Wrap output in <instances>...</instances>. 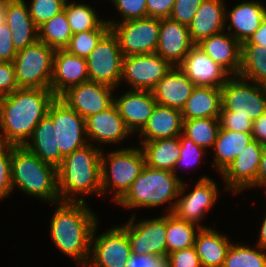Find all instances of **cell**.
Instances as JSON below:
<instances>
[{
	"mask_svg": "<svg viewBox=\"0 0 266 267\" xmlns=\"http://www.w3.org/2000/svg\"><path fill=\"white\" fill-rule=\"evenodd\" d=\"M115 88L96 82H84L68 88L58 98L84 119L114 104Z\"/></svg>",
	"mask_w": 266,
	"mask_h": 267,
	"instance_id": "cell-16",
	"label": "cell"
},
{
	"mask_svg": "<svg viewBox=\"0 0 266 267\" xmlns=\"http://www.w3.org/2000/svg\"><path fill=\"white\" fill-rule=\"evenodd\" d=\"M222 108L221 88L195 86L181 110L183 120L219 118Z\"/></svg>",
	"mask_w": 266,
	"mask_h": 267,
	"instance_id": "cell-29",
	"label": "cell"
},
{
	"mask_svg": "<svg viewBox=\"0 0 266 267\" xmlns=\"http://www.w3.org/2000/svg\"><path fill=\"white\" fill-rule=\"evenodd\" d=\"M249 42L254 45H261L266 49V17L263 19L260 27L254 32Z\"/></svg>",
	"mask_w": 266,
	"mask_h": 267,
	"instance_id": "cell-53",
	"label": "cell"
},
{
	"mask_svg": "<svg viewBox=\"0 0 266 267\" xmlns=\"http://www.w3.org/2000/svg\"><path fill=\"white\" fill-rule=\"evenodd\" d=\"M168 267H202L195 246L167 255Z\"/></svg>",
	"mask_w": 266,
	"mask_h": 267,
	"instance_id": "cell-46",
	"label": "cell"
},
{
	"mask_svg": "<svg viewBox=\"0 0 266 267\" xmlns=\"http://www.w3.org/2000/svg\"><path fill=\"white\" fill-rule=\"evenodd\" d=\"M55 50L41 41L18 50L14 61L19 88L50 89Z\"/></svg>",
	"mask_w": 266,
	"mask_h": 267,
	"instance_id": "cell-7",
	"label": "cell"
},
{
	"mask_svg": "<svg viewBox=\"0 0 266 267\" xmlns=\"http://www.w3.org/2000/svg\"><path fill=\"white\" fill-rule=\"evenodd\" d=\"M95 225L90 246L89 261L85 267H126L132 252L126 231L119 225L95 237Z\"/></svg>",
	"mask_w": 266,
	"mask_h": 267,
	"instance_id": "cell-11",
	"label": "cell"
},
{
	"mask_svg": "<svg viewBox=\"0 0 266 267\" xmlns=\"http://www.w3.org/2000/svg\"><path fill=\"white\" fill-rule=\"evenodd\" d=\"M188 26L170 18L160 19L156 53L172 66H179L194 46Z\"/></svg>",
	"mask_w": 266,
	"mask_h": 267,
	"instance_id": "cell-19",
	"label": "cell"
},
{
	"mask_svg": "<svg viewBox=\"0 0 266 267\" xmlns=\"http://www.w3.org/2000/svg\"><path fill=\"white\" fill-rule=\"evenodd\" d=\"M183 118L180 110L156 104L146 125L139 132L142 142L178 137L182 133Z\"/></svg>",
	"mask_w": 266,
	"mask_h": 267,
	"instance_id": "cell-28",
	"label": "cell"
},
{
	"mask_svg": "<svg viewBox=\"0 0 266 267\" xmlns=\"http://www.w3.org/2000/svg\"><path fill=\"white\" fill-rule=\"evenodd\" d=\"M85 126L88 142L95 140L100 145L119 144L131 134L115 104L85 119Z\"/></svg>",
	"mask_w": 266,
	"mask_h": 267,
	"instance_id": "cell-22",
	"label": "cell"
},
{
	"mask_svg": "<svg viewBox=\"0 0 266 267\" xmlns=\"http://www.w3.org/2000/svg\"><path fill=\"white\" fill-rule=\"evenodd\" d=\"M50 219L51 240L64 255L82 267L89 261L91 237L98 216L82 201H59Z\"/></svg>",
	"mask_w": 266,
	"mask_h": 267,
	"instance_id": "cell-2",
	"label": "cell"
},
{
	"mask_svg": "<svg viewBox=\"0 0 266 267\" xmlns=\"http://www.w3.org/2000/svg\"><path fill=\"white\" fill-rule=\"evenodd\" d=\"M221 91V111L234 112L253 122L266 112V85L231 76Z\"/></svg>",
	"mask_w": 266,
	"mask_h": 267,
	"instance_id": "cell-8",
	"label": "cell"
},
{
	"mask_svg": "<svg viewBox=\"0 0 266 267\" xmlns=\"http://www.w3.org/2000/svg\"><path fill=\"white\" fill-rule=\"evenodd\" d=\"M219 120L222 129L242 133L252 132L253 121L245 116L234 115L231 111H221Z\"/></svg>",
	"mask_w": 266,
	"mask_h": 267,
	"instance_id": "cell-47",
	"label": "cell"
},
{
	"mask_svg": "<svg viewBox=\"0 0 266 267\" xmlns=\"http://www.w3.org/2000/svg\"><path fill=\"white\" fill-rule=\"evenodd\" d=\"M253 139L266 147V112L253 122Z\"/></svg>",
	"mask_w": 266,
	"mask_h": 267,
	"instance_id": "cell-52",
	"label": "cell"
},
{
	"mask_svg": "<svg viewBox=\"0 0 266 267\" xmlns=\"http://www.w3.org/2000/svg\"><path fill=\"white\" fill-rule=\"evenodd\" d=\"M179 150H180V157L177 160L174 173L176 174V171L178 169V166L184 165L191 167V165H196L201 162V159L203 158L204 153L206 150L197 144H195L191 139L184 136L182 133L179 136Z\"/></svg>",
	"mask_w": 266,
	"mask_h": 267,
	"instance_id": "cell-42",
	"label": "cell"
},
{
	"mask_svg": "<svg viewBox=\"0 0 266 267\" xmlns=\"http://www.w3.org/2000/svg\"><path fill=\"white\" fill-rule=\"evenodd\" d=\"M239 77L266 85V49L246 41L241 44Z\"/></svg>",
	"mask_w": 266,
	"mask_h": 267,
	"instance_id": "cell-34",
	"label": "cell"
},
{
	"mask_svg": "<svg viewBox=\"0 0 266 267\" xmlns=\"http://www.w3.org/2000/svg\"><path fill=\"white\" fill-rule=\"evenodd\" d=\"M117 37L124 56L156 53L159 41L160 19L146 17L119 22L106 20Z\"/></svg>",
	"mask_w": 266,
	"mask_h": 267,
	"instance_id": "cell-9",
	"label": "cell"
},
{
	"mask_svg": "<svg viewBox=\"0 0 266 267\" xmlns=\"http://www.w3.org/2000/svg\"><path fill=\"white\" fill-rule=\"evenodd\" d=\"M120 14V22L148 17L146 0H111Z\"/></svg>",
	"mask_w": 266,
	"mask_h": 267,
	"instance_id": "cell-44",
	"label": "cell"
},
{
	"mask_svg": "<svg viewBox=\"0 0 266 267\" xmlns=\"http://www.w3.org/2000/svg\"><path fill=\"white\" fill-rule=\"evenodd\" d=\"M55 99L50 89L26 88L0 99V144L24 146Z\"/></svg>",
	"mask_w": 266,
	"mask_h": 267,
	"instance_id": "cell-1",
	"label": "cell"
},
{
	"mask_svg": "<svg viewBox=\"0 0 266 267\" xmlns=\"http://www.w3.org/2000/svg\"><path fill=\"white\" fill-rule=\"evenodd\" d=\"M72 35L65 10L38 27V40L54 50H64Z\"/></svg>",
	"mask_w": 266,
	"mask_h": 267,
	"instance_id": "cell-37",
	"label": "cell"
},
{
	"mask_svg": "<svg viewBox=\"0 0 266 267\" xmlns=\"http://www.w3.org/2000/svg\"><path fill=\"white\" fill-rule=\"evenodd\" d=\"M53 128H55L53 120L46 114L37 124L31 138L24 146L42 161L58 167L63 162L64 157L60 153Z\"/></svg>",
	"mask_w": 266,
	"mask_h": 267,
	"instance_id": "cell-31",
	"label": "cell"
},
{
	"mask_svg": "<svg viewBox=\"0 0 266 267\" xmlns=\"http://www.w3.org/2000/svg\"><path fill=\"white\" fill-rule=\"evenodd\" d=\"M200 229L201 227L179 219L172 213H166L167 255L194 246Z\"/></svg>",
	"mask_w": 266,
	"mask_h": 267,
	"instance_id": "cell-35",
	"label": "cell"
},
{
	"mask_svg": "<svg viewBox=\"0 0 266 267\" xmlns=\"http://www.w3.org/2000/svg\"><path fill=\"white\" fill-rule=\"evenodd\" d=\"M264 217L265 218H263L262 225L260 228L259 238L256 245L260 247L262 250L266 251V216Z\"/></svg>",
	"mask_w": 266,
	"mask_h": 267,
	"instance_id": "cell-55",
	"label": "cell"
},
{
	"mask_svg": "<svg viewBox=\"0 0 266 267\" xmlns=\"http://www.w3.org/2000/svg\"><path fill=\"white\" fill-rule=\"evenodd\" d=\"M181 183V178L174 172L145 165L140 175L133 181L131 188L117 204L127 209H137L170 203L167 206L169 209L166 210V213H172Z\"/></svg>",
	"mask_w": 266,
	"mask_h": 267,
	"instance_id": "cell-5",
	"label": "cell"
},
{
	"mask_svg": "<svg viewBox=\"0 0 266 267\" xmlns=\"http://www.w3.org/2000/svg\"><path fill=\"white\" fill-rule=\"evenodd\" d=\"M217 188L215 180L213 181L212 178L203 176L195 183L194 190L183 196L187 189L186 183L184 184L183 181L172 214L201 228H209L199 222L203 220L206 212L208 214L209 210L217 202L219 194Z\"/></svg>",
	"mask_w": 266,
	"mask_h": 267,
	"instance_id": "cell-14",
	"label": "cell"
},
{
	"mask_svg": "<svg viewBox=\"0 0 266 267\" xmlns=\"http://www.w3.org/2000/svg\"><path fill=\"white\" fill-rule=\"evenodd\" d=\"M64 0H31L27 5L34 24L39 27L64 10Z\"/></svg>",
	"mask_w": 266,
	"mask_h": 267,
	"instance_id": "cell-41",
	"label": "cell"
},
{
	"mask_svg": "<svg viewBox=\"0 0 266 267\" xmlns=\"http://www.w3.org/2000/svg\"><path fill=\"white\" fill-rule=\"evenodd\" d=\"M219 129V118H196L183 120L182 134L206 150L213 148Z\"/></svg>",
	"mask_w": 266,
	"mask_h": 267,
	"instance_id": "cell-38",
	"label": "cell"
},
{
	"mask_svg": "<svg viewBox=\"0 0 266 267\" xmlns=\"http://www.w3.org/2000/svg\"><path fill=\"white\" fill-rule=\"evenodd\" d=\"M231 76H238L241 66V44L228 32H221L197 44Z\"/></svg>",
	"mask_w": 266,
	"mask_h": 267,
	"instance_id": "cell-26",
	"label": "cell"
},
{
	"mask_svg": "<svg viewBox=\"0 0 266 267\" xmlns=\"http://www.w3.org/2000/svg\"><path fill=\"white\" fill-rule=\"evenodd\" d=\"M87 59L66 50H55L50 90L59 97L68 88L88 82Z\"/></svg>",
	"mask_w": 266,
	"mask_h": 267,
	"instance_id": "cell-20",
	"label": "cell"
},
{
	"mask_svg": "<svg viewBox=\"0 0 266 267\" xmlns=\"http://www.w3.org/2000/svg\"><path fill=\"white\" fill-rule=\"evenodd\" d=\"M135 214L122 224L126 231L132 254L167 258L166 214L156 218L135 221Z\"/></svg>",
	"mask_w": 266,
	"mask_h": 267,
	"instance_id": "cell-13",
	"label": "cell"
},
{
	"mask_svg": "<svg viewBox=\"0 0 266 267\" xmlns=\"http://www.w3.org/2000/svg\"><path fill=\"white\" fill-rule=\"evenodd\" d=\"M114 104L127 129L136 134L146 125L157 103L152 91L129 89L120 97L114 96Z\"/></svg>",
	"mask_w": 266,
	"mask_h": 267,
	"instance_id": "cell-21",
	"label": "cell"
},
{
	"mask_svg": "<svg viewBox=\"0 0 266 267\" xmlns=\"http://www.w3.org/2000/svg\"><path fill=\"white\" fill-rule=\"evenodd\" d=\"M203 0H175L170 19L188 26Z\"/></svg>",
	"mask_w": 266,
	"mask_h": 267,
	"instance_id": "cell-45",
	"label": "cell"
},
{
	"mask_svg": "<svg viewBox=\"0 0 266 267\" xmlns=\"http://www.w3.org/2000/svg\"><path fill=\"white\" fill-rule=\"evenodd\" d=\"M126 267H168L166 258H160L153 255H135L131 254Z\"/></svg>",
	"mask_w": 266,
	"mask_h": 267,
	"instance_id": "cell-51",
	"label": "cell"
},
{
	"mask_svg": "<svg viewBox=\"0 0 266 267\" xmlns=\"http://www.w3.org/2000/svg\"><path fill=\"white\" fill-rule=\"evenodd\" d=\"M264 147L253 140L243 149L221 174L225 182L224 190H230L236 195L244 189L257 187L258 168Z\"/></svg>",
	"mask_w": 266,
	"mask_h": 267,
	"instance_id": "cell-17",
	"label": "cell"
},
{
	"mask_svg": "<svg viewBox=\"0 0 266 267\" xmlns=\"http://www.w3.org/2000/svg\"><path fill=\"white\" fill-rule=\"evenodd\" d=\"M19 89L13 62H0V99Z\"/></svg>",
	"mask_w": 266,
	"mask_h": 267,
	"instance_id": "cell-48",
	"label": "cell"
},
{
	"mask_svg": "<svg viewBox=\"0 0 266 267\" xmlns=\"http://www.w3.org/2000/svg\"><path fill=\"white\" fill-rule=\"evenodd\" d=\"M145 156L138 148H121L106 153H101V186L102 195L109 189L113 194L115 204L131 188L133 181L140 175L145 167Z\"/></svg>",
	"mask_w": 266,
	"mask_h": 267,
	"instance_id": "cell-6",
	"label": "cell"
},
{
	"mask_svg": "<svg viewBox=\"0 0 266 267\" xmlns=\"http://www.w3.org/2000/svg\"><path fill=\"white\" fill-rule=\"evenodd\" d=\"M12 145L0 144V200L12 193L11 184Z\"/></svg>",
	"mask_w": 266,
	"mask_h": 267,
	"instance_id": "cell-43",
	"label": "cell"
},
{
	"mask_svg": "<svg viewBox=\"0 0 266 267\" xmlns=\"http://www.w3.org/2000/svg\"><path fill=\"white\" fill-rule=\"evenodd\" d=\"M175 0H146L148 17L169 18Z\"/></svg>",
	"mask_w": 266,
	"mask_h": 267,
	"instance_id": "cell-50",
	"label": "cell"
},
{
	"mask_svg": "<svg viewBox=\"0 0 266 267\" xmlns=\"http://www.w3.org/2000/svg\"><path fill=\"white\" fill-rule=\"evenodd\" d=\"M227 236L213 228H201L194 246L202 267H223L231 246Z\"/></svg>",
	"mask_w": 266,
	"mask_h": 267,
	"instance_id": "cell-30",
	"label": "cell"
},
{
	"mask_svg": "<svg viewBox=\"0 0 266 267\" xmlns=\"http://www.w3.org/2000/svg\"><path fill=\"white\" fill-rule=\"evenodd\" d=\"M87 59L89 81L117 88L121 83L124 54L117 37L110 30L89 54Z\"/></svg>",
	"mask_w": 266,
	"mask_h": 267,
	"instance_id": "cell-10",
	"label": "cell"
},
{
	"mask_svg": "<svg viewBox=\"0 0 266 267\" xmlns=\"http://www.w3.org/2000/svg\"><path fill=\"white\" fill-rule=\"evenodd\" d=\"M194 83L178 67L173 66L152 90L156 103L182 110L194 89Z\"/></svg>",
	"mask_w": 266,
	"mask_h": 267,
	"instance_id": "cell-24",
	"label": "cell"
},
{
	"mask_svg": "<svg viewBox=\"0 0 266 267\" xmlns=\"http://www.w3.org/2000/svg\"><path fill=\"white\" fill-rule=\"evenodd\" d=\"M223 267H266V251L244 243H231Z\"/></svg>",
	"mask_w": 266,
	"mask_h": 267,
	"instance_id": "cell-39",
	"label": "cell"
},
{
	"mask_svg": "<svg viewBox=\"0 0 266 267\" xmlns=\"http://www.w3.org/2000/svg\"><path fill=\"white\" fill-rule=\"evenodd\" d=\"M266 17V6L259 1H245L235 5L232 10H225L228 33L240 44L249 41ZM233 30V32H232Z\"/></svg>",
	"mask_w": 266,
	"mask_h": 267,
	"instance_id": "cell-23",
	"label": "cell"
},
{
	"mask_svg": "<svg viewBox=\"0 0 266 267\" xmlns=\"http://www.w3.org/2000/svg\"><path fill=\"white\" fill-rule=\"evenodd\" d=\"M12 42V34L7 24L0 26V62H13L17 54Z\"/></svg>",
	"mask_w": 266,
	"mask_h": 267,
	"instance_id": "cell-49",
	"label": "cell"
},
{
	"mask_svg": "<svg viewBox=\"0 0 266 267\" xmlns=\"http://www.w3.org/2000/svg\"><path fill=\"white\" fill-rule=\"evenodd\" d=\"M173 66L157 53L124 56L122 81L133 90L152 91Z\"/></svg>",
	"mask_w": 266,
	"mask_h": 267,
	"instance_id": "cell-15",
	"label": "cell"
},
{
	"mask_svg": "<svg viewBox=\"0 0 266 267\" xmlns=\"http://www.w3.org/2000/svg\"><path fill=\"white\" fill-rule=\"evenodd\" d=\"M64 10L72 34L92 29H110L109 23L99 18L95 9L88 4L67 1Z\"/></svg>",
	"mask_w": 266,
	"mask_h": 267,
	"instance_id": "cell-36",
	"label": "cell"
},
{
	"mask_svg": "<svg viewBox=\"0 0 266 267\" xmlns=\"http://www.w3.org/2000/svg\"><path fill=\"white\" fill-rule=\"evenodd\" d=\"M109 31L110 29H92L74 33L64 50L72 55L87 58Z\"/></svg>",
	"mask_w": 266,
	"mask_h": 267,
	"instance_id": "cell-40",
	"label": "cell"
},
{
	"mask_svg": "<svg viewBox=\"0 0 266 267\" xmlns=\"http://www.w3.org/2000/svg\"><path fill=\"white\" fill-rule=\"evenodd\" d=\"M53 120L54 137L63 157L87 145L85 119L69 108L58 97L51 103L47 113Z\"/></svg>",
	"mask_w": 266,
	"mask_h": 267,
	"instance_id": "cell-12",
	"label": "cell"
},
{
	"mask_svg": "<svg viewBox=\"0 0 266 267\" xmlns=\"http://www.w3.org/2000/svg\"><path fill=\"white\" fill-rule=\"evenodd\" d=\"M95 144L90 141L84 147L65 156L63 162L57 167L58 191L61 201L85 202L84 199L75 197L89 194L102 196V148Z\"/></svg>",
	"mask_w": 266,
	"mask_h": 267,
	"instance_id": "cell-3",
	"label": "cell"
},
{
	"mask_svg": "<svg viewBox=\"0 0 266 267\" xmlns=\"http://www.w3.org/2000/svg\"><path fill=\"white\" fill-rule=\"evenodd\" d=\"M145 164L151 168L173 172L180 157L179 136L140 142Z\"/></svg>",
	"mask_w": 266,
	"mask_h": 267,
	"instance_id": "cell-33",
	"label": "cell"
},
{
	"mask_svg": "<svg viewBox=\"0 0 266 267\" xmlns=\"http://www.w3.org/2000/svg\"><path fill=\"white\" fill-rule=\"evenodd\" d=\"M263 188L266 194V147H264L263 152L261 154V159L258 168L257 174V188Z\"/></svg>",
	"mask_w": 266,
	"mask_h": 267,
	"instance_id": "cell-54",
	"label": "cell"
},
{
	"mask_svg": "<svg viewBox=\"0 0 266 267\" xmlns=\"http://www.w3.org/2000/svg\"><path fill=\"white\" fill-rule=\"evenodd\" d=\"M195 86L221 88L231 75L207 55L198 45H194L183 62L178 66Z\"/></svg>",
	"mask_w": 266,
	"mask_h": 267,
	"instance_id": "cell-18",
	"label": "cell"
},
{
	"mask_svg": "<svg viewBox=\"0 0 266 267\" xmlns=\"http://www.w3.org/2000/svg\"><path fill=\"white\" fill-rule=\"evenodd\" d=\"M224 0H203L192 22L188 25L190 37L195 45L203 39L225 31Z\"/></svg>",
	"mask_w": 266,
	"mask_h": 267,
	"instance_id": "cell-25",
	"label": "cell"
},
{
	"mask_svg": "<svg viewBox=\"0 0 266 267\" xmlns=\"http://www.w3.org/2000/svg\"><path fill=\"white\" fill-rule=\"evenodd\" d=\"M12 190L17 186L31 197L49 204L61 201L58 191L57 167L42 161L25 146H12Z\"/></svg>",
	"mask_w": 266,
	"mask_h": 267,
	"instance_id": "cell-4",
	"label": "cell"
},
{
	"mask_svg": "<svg viewBox=\"0 0 266 267\" xmlns=\"http://www.w3.org/2000/svg\"><path fill=\"white\" fill-rule=\"evenodd\" d=\"M6 24V0L0 3V26Z\"/></svg>",
	"mask_w": 266,
	"mask_h": 267,
	"instance_id": "cell-56",
	"label": "cell"
},
{
	"mask_svg": "<svg viewBox=\"0 0 266 267\" xmlns=\"http://www.w3.org/2000/svg\"><path fill=\"white\" fill-rule=\"evenodd\" d=\"M253 140L252 133L231 131L220 127L212 148L214 150L213 166L215 169L222 174Z\"/></svg>",
	"mask_w": 266,
	"mask_h": 267,
	"instance_id": "cell-32",
	"label": "cell"
},
{
	"mask_svg": "<svg viewBox=\"0 0 266 267\" xmlns=\"http://www.w3.org/2000/svg\"><path fill=\"white\" fill-rule=\"evenodd\" d=\"M6 24L17 51L38 41V27L29 14L25 0H6Z\"/></svg>",
	"mask_w": 266,
	"mask_h": 267,
	"instance_id": "cell-27",
	"label": "cell"
}]
</instances>
